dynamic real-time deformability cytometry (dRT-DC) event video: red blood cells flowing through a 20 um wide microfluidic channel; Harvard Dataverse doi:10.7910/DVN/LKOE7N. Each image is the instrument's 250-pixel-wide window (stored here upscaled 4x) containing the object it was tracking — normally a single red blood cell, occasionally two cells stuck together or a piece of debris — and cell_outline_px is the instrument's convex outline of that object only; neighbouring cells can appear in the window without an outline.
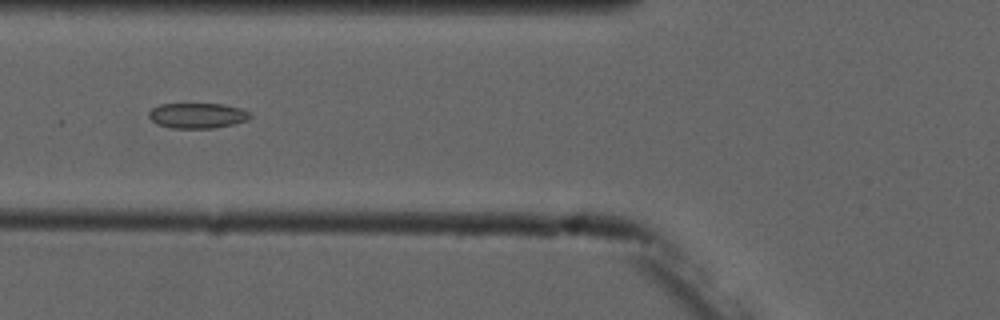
{"species": "common noctule bat (a hibernating species)", "species_latin": "Nyctalus noctula", "temperature_condition": "cold", "stored_images_in_passage": 10, "camera_frame_rate_fps": 3000, "um_per_image_px": 0.085, "animal": {"sex": "male", "forearm_length_mm": 52.5}, "frame": {"image": 1, "passage_image": 5, "time_ms": 6.0, "image_size_px": [1000, 320], "cell_outline_px": [[252, 116], [248, 120], [232, 124], [212, 128], [172, 128], [156, 124], [148, 116], [148, 112], [152, 108], [160, 104], [224, 104], [240, 108], [248, 112]], "centroid_in_image_um": [16.76, 9.82], "position_along_channel_um": 109.0, "area_um2": 14.91}}
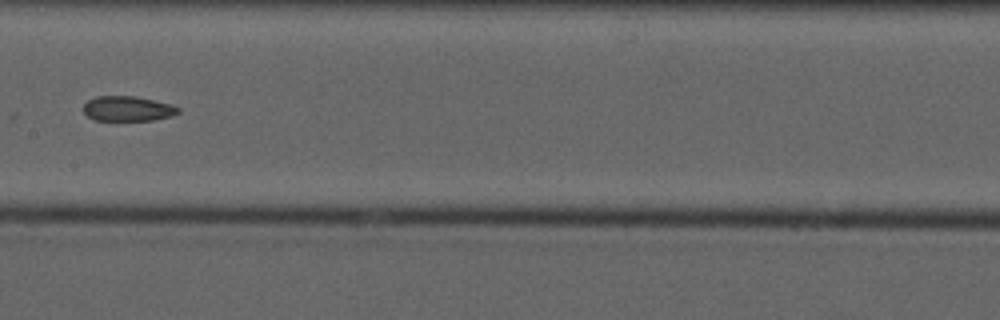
{"frame": {"image": 2, "passage_image": 7, "time_ms": 8.333, "image_size_px": [1000, 320], "cell_outline_px": [[180, 112], [172, 116], [156, 120], [96, 120], [88, 116], [84, 112], [84, 104], [88, 100], [96, 96], [132, 96], [172, 104], [180, 108]], "centroid_in_image_um": [10.88, 9.24], "position_along_channel_um": 196.5, "area_um2": 13.76}}
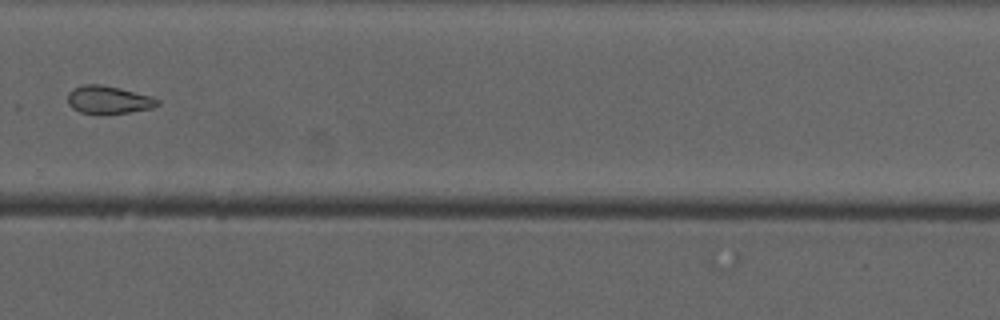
{"frame": {"image": 3, "passage_image": 10, "time_ms": 11.667, "image_size_px": [1000, 320], "cell_outline_px": [[160, 104], [152, 108], [128, 112], [80, 112], [72, 108], [68, 104], [68, 92], [72, 88], [84, 84], [100, 84], [120, 88], [152, 96], [160, 100]], "centroid_in_image_um": [9.23, 8.45], "position_along_channel_um": 320.6, "area_um2": 14.33}}